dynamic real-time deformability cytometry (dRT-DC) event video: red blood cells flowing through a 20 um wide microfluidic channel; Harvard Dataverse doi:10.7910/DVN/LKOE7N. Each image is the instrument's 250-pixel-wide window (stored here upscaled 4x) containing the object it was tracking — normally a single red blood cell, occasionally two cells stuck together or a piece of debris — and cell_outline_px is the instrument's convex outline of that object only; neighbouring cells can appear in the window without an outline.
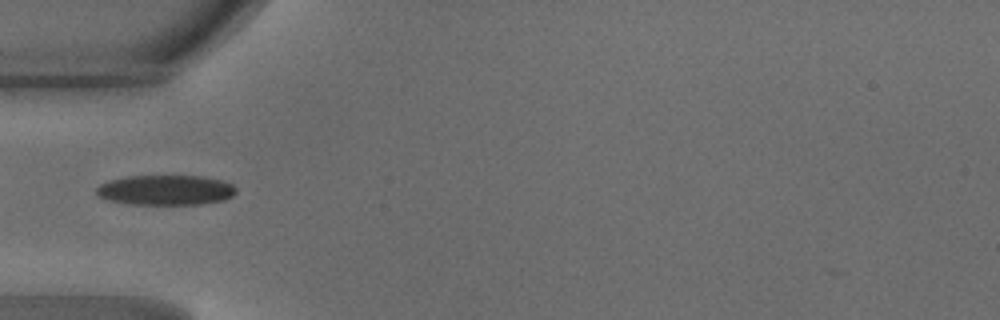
{"species": "common noctule bat (a hibernating species)", "species_latin": "Nyctalus noctula", "temperature_condition": "warm", "stored_images_in_passage": 32, "camera_frame_rate_fps": 3000, "um_per_image_px": 0.085, "animal": {"sex": "male", "body_mass_g": 18.8}, "frame": {"image": 1, "passage_image": 1, "time_ms": 0.0, "image_size_px": [1000, 320], "cell_outline_px": [[236, 192], [232, 196], [224, 200], [200, 204], [128, 204], [108, 200], [100, 196], [96, 192], [96, 188], [100, 184], [108, 180], [124, 176], [200, 176], [220, 180], [232, 184], [236, 188]], "centroid_in_image_um": [14.06, 16.15], "position_along_channel_um": 70.9, "area_um2": 24.45}}
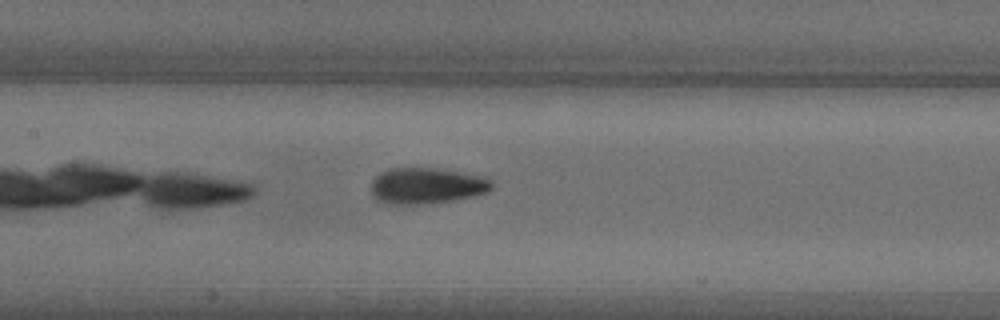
{"frame": {"image": 2, "passage_image": 8, "time_ms": 2.333, "image_size_px": [1000, 320], "cell_outline_px": [[492, 188], [488, 192], [476, 196], [452, 200], [420, 204], [388, 204], [380, 200], [372, 192], [372, 180], [380, 172], [388, 168], [436, 168], [488, 176], [492, 180]], "centroid_in_image_um": [36.33, 15.77], "position_along_channel_um": 171.1, "area_um2": 25.49}}
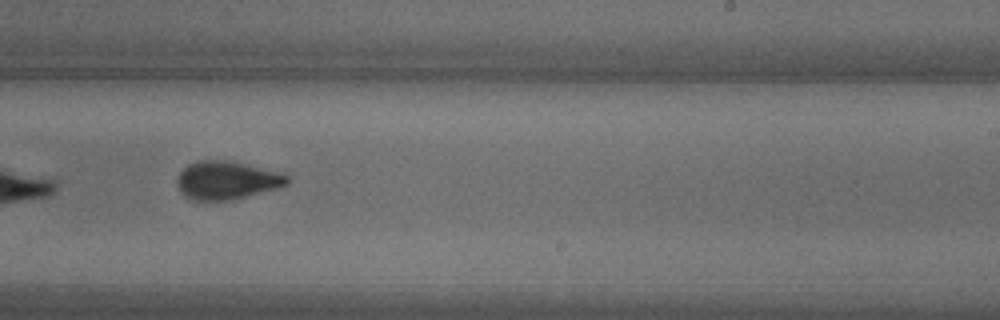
{"frame": {"image": 3, "passage_image": 15, "time_ms": 4.667, "image_size_px": [1000, 320], "cell_outline_px": [[288, 184], [276, 188], [232, 200], [196, 200], [184, 196], [180, 192], [176, 184], [176, 180], [180, 172], [188, 164], [196, 160], [236, 160], [284, 172], [288, 176]], "centroid_in_image_um": [19.29, 15.29], "position_along_channel_um": 269.7, "area_um2": 25.03}, "authors_computed_cell_mechanics": {"area_um2": 24.3338, "velocity_mm_per_s": 4.2358, "shape_relaxation_time_tau1_ms": 2.4262, "shape_relaxation_time_tau2_ms": 1.0671, "deformation_change_tau1": 0.1519, "deformation_change_tau2": 0.0743}}